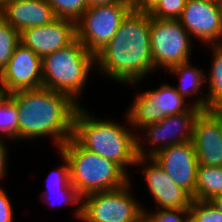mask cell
I'll list each match as a JSON object with an SVG mask.
<instances>
[{"instance_id":"21","label":"cell","mask_w":222,"mask_h":222,"mask_svg":"<svg viewBox=\"0 0 222 222\" xmlns=\"http://www.w3.org/2000/svg\"><path fill=\"white\" fill-rule=\"evenodd\" d=\"M0 139L19 140L18 109L9 96L0 104Z\"/></svg>"},{"instance_id":"29","label":"cell","mask_w":222,"mask_h":222,"mask_svg":"<svg viewBox=\"0 0 222 222\" xmlns=\"http://www.w3.org/2000/svg\"><path fill=\"white\" fill-rule=\"evenodd\" d=\"M12 202L6 190L0 186V222H15Z\"/></svg>"},{"instance_id":"37","label":"cell","mask_w":222,"mask_h":222,"mask_svg":"<svg viewBox=\"0 0 222 222\" xmlns=\"http://www.w3.org/2000/svg\"><path fill=\"white\" fill-rule=\"evenodd\" d=\"M12 1V0H0V8L7 2Z\"/></svg>"},{"instance_id":"6","label":"cell","mask_w":222,"mask_h":222,"mask_svg":"<svg viewBox=\"0 0 222 222\" xmlns=\"http://www.w3.org/2000/svg\"><path fill=\"white\" fill-rule=\"evenodd\" d=\"M132 9V1L89 7L76 21V38L95 56L113 38Z\"/></svg>"},{"instance_id":"38","label":"cell","mask_w":222,"mask_h":222,"mask_svg":"<svg viewBox=\"0 0 222 222\" xmlns=\"http://www.w3.org/2000/svg\"><path fill=\"white\" fill-rule=\"evenodd\" d=\"M220 7H221V14H222V0L219 2Z\"/></svg>"},{"instance_id":"28","label":"cell","mask_w":222,"mask_h":222,"mask_svg":"<svg viewBox=\"0 0 222 222\" xmlns=\"http://www.w3.org/2000/svg\"><path fill=\"white\" fill-rule=\"evenodd\" d=\"M149 222H191L189 210L162 208L155 211L144 210Z\"/></svg>"},{"instance_id":"39","label":"cell","mask_w":222,"mask_h":222,"mask_svg":"<svg viewBox=\"0 0 222 222\" xmlns=\"http://www.w3.org/2000/svg\"><path fill=\"white\" fill-rule=\"evenodd\" d=\"M211 1H215V2H218V3H219L221 0H211Z\"/></svg>"},{"instance_id":"5","label":"cell","mask_w":222,"mask_h":222,"mask_svg":"<svg viewBox=\"0 0 222 222\" xmlns=\"http://www.w3.org/2000/svg\"><path fill=\"white\" fill-rule=\"evenodd\" d=\"M92 69L95 70V56L76 38L67 47L42 58L43 87L67 94L81 105L78 100Z\"/></svg>"},{"instance_id":"35","label":"cell","mask_w":222,"mask_h":222,"mask_svg":"<svg viewBox=\"0 0 222 222\" xmlns=\"http://www.w3.org/2000/svg\"><path fill=\"white\" fill-rule=\"evenodd\" d=\"M132 222H149V219L145 213H143L141 216H139L136 220Z\"/></svg>"},{"instance_id":"15","label":"cell","mask_w":222,"mask_h":222,"mask_svg":"<svg viewBox=\"0 0 222 222\" xmlns=\"http://www.w3.org/2000/svg\"><path fill=\"white\" fill-rule=\"evenodd\" d=\"M76 39V22L66 18L24 29L20 32V43L43 58L67 47Z\"/></svg>"},{"instance_id":"16","label":"cell","mask_w":222,"mask_h":222,"mask_svg":"<svg viewBox=\"0 0 222 222\" xmlns=\"http://www.w3.org/2000/svg\"><path fill=\"white\" fill-rule=\"evenodd\" d=\"M193 143L198 165L222 166V118L214 109L202 110L197 116Z\"/></svg>"},{"instance_id":"10","label":"cell","mask_w":222,"mask_h":222,"mask_svg":"<svg viewBox=\"0 0 222 222\" xmlns=\"http://www.w3.org/2000/svg\"><path fill=\"white\" fill-rule=\"evenodd\" d=\"M202 110L192 106L186 112L170 115L160 122L145 125L140 129L143 136L137 133L138 156L149 158L174 144L193 141L196 118ZM144 145L148 146V149Z\"/></svg>"},{"instance_id":"31","label":"cell","mask_w":222,"mask_h":222,"mask_svg":"<svg viewBox=\"0 0 222 222\" xmlns=\"http://www.w3.org/2000/svg\"><path fill=\"white\" fill-rule=\"evenodd\" d=\"M159 0H132L133 9L149 12Z\"/></svg>"},{"instance_id":"26","label":"cell","mask_w":222,"mask_h":222,"mask_svg":"<svg viewBox=\"0 0 222 222\" xmlns=\"http://www.w3.org/2000/svg\"><path fill=\"white\" fill-rule=\"evenodd\" d=\"M187 0H159L148 12L158 19H179Z\"/></svg>"},{"instance_id":"32","label":"cell","mask_w":222,"mask_h":222,"mask_svg":"<svg viewBox=\"0 0 222 222\" xmlns=\"http://www.w3.org/2000/svg\"><path fill=\"white\" fill-rule=\"evenodd\" d=\"M89 7L99 6V5H107L114 2L120 1H132V0H87Z\"/></svg>"},{"instance_id":"33","label":"cell","mask_w":222,"mask_h":222,"mask_svg":"<svg viewBox=\"0 0 222 222\" xmlns=\"http://www.w3.org/2000/svg\"><path fill=\"white\" fill-rule=\"evenodd\" d=\"M210 202L220 213H222V195L214 197Z\"/></svg>"},{"instance_id":"14","label":"cell","mask_w":222,"mask_h":222,"mask_svg":"<svg viewBox=\"0 0 222 222\" xmlns=\"http://www.w3.org/2000/svg\"><path fill=\"white\" fill-rule=\"evenodd\" d=\"M152 158L193 199H196L198 159L193 141L174 144Z\"/></svg>"},{"instance_id":"1","label":"cell","mask_w":222,"mask_h":222,"mask_svg":"<svg viewBox=\"0 0 222 222\" xmlns=\"http://www.w3.org/2000/svg\"><path fill=\"white\" fill-rule=\"evenodd\" d=\"M150 21L148 12L132 9L113 38L95 55L96 72L100 71L107 79L128 86L136 85L155 73L150 47Z\"/></svg>"},{"instance_id":"36","label":"cell","mask_w":222,"mask_h":222,"mask_svg":"<svg viewBox=\"0 0 222 222\" xmlns=\"http://www.w3.org/2000/svg\"><path fill=\"white\" fill-rule=\"evenodd\" d=\"M222 118V106H219L217 108L214 109Z\"/></svg>"},{"instance_id":"18","label":"cell","mask_w":222,"mask_h":222,"mask_svg":"<svg viewBox=\"0 0 222 222\" xmlns=\"http://www.w3.org/2000/svg\"><path fill=\"white\" fill-rule=\"evenodd\" d=\"M167 71H169L168 73H170V75H174L179 78V84L174 87L182 97H184L188 102H192L193 106L203 110L207 109V95L203 94L204 89H201L205 85L204 82H206L207 75L204 74L203 69L198 68L197 66L194 67L191 64V61H188L176 65ZM192 95L194 97L196 96L194 101L188 100V97H192Z\"/></svg>"},{"instance_id":"4","label":"cell","mask_w":222,"mask_h":222,"mask_svg":"<svg viewBox=\"0 0 222 222\" xmlns=\"http://www.w3.org/2000/svg\"><path fill=\"white\" fill-rule=\"evenodd\" d=\"M57 151L68 159L70 182L82 197L119 189L131 181V175L118 164L85 149L73 137Z\"/></svg>"},{"instance_id":"3","label":"cell","mask_w":222,"mask_h":222,"mask_svg":"<svg viewBox=\"0 0 222 222\" xmlns=\"http://www.w3.org/2000/svg\"><path fill=\"white\" fill-rule=\"evenodd\" d=\"M87 110L80 105L75 113L72 137L85 149L115 162L129 175L127 169L135 166L138 154L137 132L131 129L127 114L124 117L128 128L113 119L96 118Z\"/></svg>"},{"instance_id":"12","label":"cell","mask_w":222,"mask_h":222,"mask_svg":"<svg viewBox=\"0 0 222 222\" xmlns=\"http://www.w3.org/2000/svg\"><path fill=\"white\" fill-rule=\"evenodd\" d=\"M138 165L143 167L140 172L144 176L148 192L152 195L153 201L156 202V209L189 210L193 198L174 183L173 179L152 157L138 156L135 166L138 167Z\"/></svg>"},{"instance_id":"8","label":"cell","mask_w":222,"mask_h":222,"mask_svg":"<svg viewBox=\"0 0 222 222\" xmlns=\"http://www.w3.org/2000/svg\"><path fill=\"white\" fill-rule=\"evenodd\" d=\"M131 181L119 189L93 192L82 197L80 222H132L144 213L131 194Z\"/></svg>"},{"instance_id":"19","label":"cell","mask_w":222,"mask_h":222,"mask_svg":"<svg viewBox=\"0 0 222 222\" xmlns=\"http://www.w3.org/2000/svg\"><path fill=\"white\" fill-rule=\"evenodd\" d=\"M209 48L213 53L210 74L206 76L208 91L205 94L207 95V109H215L222 106V44L209 45Z\"/></svg>"},{"instance_id":"34","label":"cell","mask_w":222,"mask_h":222,"mask_svg":"<svg viewBox=\"0 0 222 222\" xmlns=\"http://www.w3.org/2000/svg\"><path fill=\"white\" fill-rule=\"evenodd\" d=\"M8 96L9 94L7 93L6 88L0 81V104L3 103V101L6 100Z\"/></svg>"},{"instance_id":"9","label":"cell","mask_w":222,"mask_h":222,"mask_svg":"<svg viewBox=\"0 0 222 222\" xmlns=\"http://www.w3.org/2000/svg\"><path fill=\"white\" fill-rule=\"evenodd\" d=\"M160 85L145 92L142 90L143 93L140 91L126 110L134 131H140L145 125L160 122L170 115L186 112L193 106L178 93L174 85Z\"/></svg>"},{"instance_id":"2","label":"cell","mask_w":222,"mask_h":222,"mask_svg":"<svg viewBox=\"0 0 222 222\" xmlns=\"http://www.w3.org/2000/svg\"><path fill=\"white\" fill-rule=\"evenodd\" d=\"M9 97L18 109L19 140L51 137L59 149L73 136L74 116L80 105L69 95L41 87Z\"/></svg>"},{"instance_id":"30","label":"cell","mask_w":222,"mask_h":222,"mask_svg":"<svg viewBox=\"0 0 222 222\" xmlns=\"http://www.w3.org/2000/svg\"><path fill=\"white\" fill-rule=\"evenodd\" d=\"M6 141L4 139H0V182L2 179H6L7 176V165H8V149L6 146Z\"/></svg>"},{"instance_id":"22","label":"cell","mask_w":222,"mask_h":222,"mask_svg":"<svg viewBox=\"0 0 222 222\" xmlns=\"http://www.w3.org/2000/svg\"><path fill=\"white\" fill-rule=\"evenodd\" d=\"M19 43L20 33L0 16V73L7 66Z\"/></svg>"},{"instance_id":"23","label":"cell","mask_w":222,"mask_h":222,"mask_svg":"<svg viewBox=\"0 0 222 222\" xmlns=\"http://www.w3.org/2000/svg\"><path fill=\"white\" fill-rule=\"evenodd\" d=\"M40 197L43 202L46 200L45 203L50 204V206L51 204H54L53 201H57V204L64 203L65 205L78 204L76 206L75 212L73 213V217L75 216V219L80 221L82 216V196L71 183L64 190L43 191V193L41 192ZM53 198L56 199L53 200Z\"/></svg>"},{"instance_id":"11","label":"cell","mask_w":222,"mask_h":222,"mask_svg":"<svg viewBox=\"0 0 222 222\" xmlns=\"http://www.w3.org/2000/svg\"><path fill=\"white\" fill-rule=\"evenodd\" d=\"M178 20L191 38L203 45L222 44V14L218 2L187 0Z\"/></svg>"},{"instance_id":"24","label":"cell","mask_w":222,"mask_h":222,"mask_svg":"<svg viewBox=\"0 0 222 222\" xmlns=\"http://www.w3.org/2000/svg\"><path fill=\"white\" fill-rule=\"evenodd\" d=\"M57 18L77 21L89 8L87 0H47Z\"/></svg>"},{"instance_id":"25","label":"cell","mask_w":222,"mask_h":222,"mask_svg":"<svg viewBox=\"0 0 222 222\" xmlns=\"http://www.w3.org/2000/svg\"><path fill=\"white\" fill-rule=\"evenodd\" d=\"M191 222H222V213L210 201L193 199L189 208Z\"/></svg>"},{"instance_id":"13","label":"cell","mask_w":222,"mask_h":222,"mask_svg":"<svg viewBox=\"0 0 222 222\" xmlns=\"http://www.w3.org/2000/svg\"><path fill=\"white\" fill-rule=\"evenodd\" d=\"M0 81L9 95L43 87L42 58L19 43L0 73Z\"/></svg>"},{"instance_id":"20","label":"cell","mask_w":222,"mask_h":222,"mask_svg":"<svg viewBox=\"0 0 222 222\" xmlns=\"http://www.w3.org/2000/svg\"><path fill=\"white\" fill-rule=\"evenodd\" d=\"M220 195H222V166L198 165L196 200L210 201Z\"/></svg>"},{"instance_id":"27","label":"cell","mask_w":222,"mask_h":222,"mask_svg":"<svg viewBox=\"0 0 222 222\" xmlns=\"http://www.w3.org/2000/svg\"><path fill=\"white\" fill-rule=\"evenodd\" d=\"M58 153H60L64 165H59L50 172L46 182L48 188L45 191L64 190L71 183L69 161L60 151Z\"/></svg>"},{"instance_id":"7","label":"cell","mask_w":222,"mask_h":222,"mask_svg":"<svg viewBox=\"0 0 222 222\" xmlns=\"http://www.w3.org/2000/svg\"><path fill=\"white\" fill-rule=\"evenodd\" d=\"M192 39L178 19L151 17L150 47L154 71L168 69L190 61Z\"/></svg>"},{"instance_id":"17","label":"cell","mask_w":222,"mask_h":222,"mask_svg":"<svg viewBox=\"0 0 222 222\" xmlns=\"http://www.w3.org/2000/svg\"><path fill=\"white\" fill-rule=\"evenodd\" d=\"M0 16L19 33L54 21L57 17L47 0H12L0 8Z\"/></svg>"}]
</instances>
